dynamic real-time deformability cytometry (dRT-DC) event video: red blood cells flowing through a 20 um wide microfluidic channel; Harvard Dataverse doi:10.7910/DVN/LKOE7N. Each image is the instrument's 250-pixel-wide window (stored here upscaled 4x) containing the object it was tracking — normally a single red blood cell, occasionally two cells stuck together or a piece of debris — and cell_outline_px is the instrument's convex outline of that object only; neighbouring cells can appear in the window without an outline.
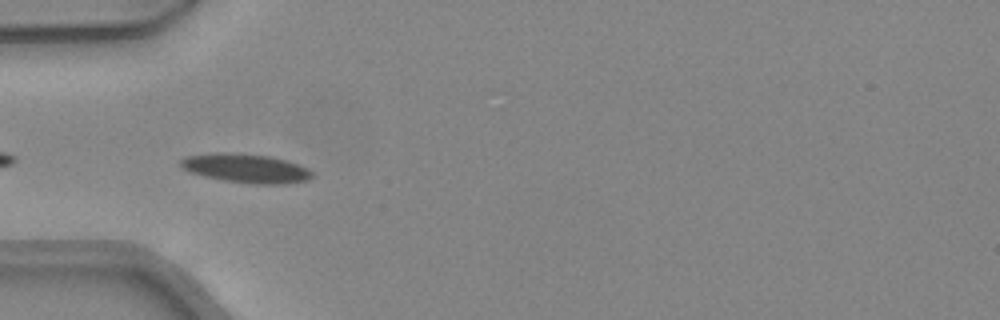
{"species": "common noctule bat (a hibernating species)", "species_latin": "Nyctalus noctula", "temperature_condition": "warm", "stored_images_in_passage": 9, "camera_frame_rate_fps": 3000, "um_per_image_px": 0.085, "animal": {"sex": "female", "body_mass_g": 24.6, "forearm_length_mm": 56.2}, "frame": {"image": 1, "passage_image": 2, "time_ms": 0.333, "image_size_px": [1000, 320], "cell_outline_px": [[312, 176], [308, 180], [284, 184], [252, 184], [224, 180], [204, 176], [188, 172], [180, 164], [180, 160], [184, 156], [216, 152], [224, 152], [272, 156], [288, 160], [312, 172]], "centroid_in_image_um": [20.87, 14.3], "position_along_channel_um": 64.1, "area_um2": 22.2}}